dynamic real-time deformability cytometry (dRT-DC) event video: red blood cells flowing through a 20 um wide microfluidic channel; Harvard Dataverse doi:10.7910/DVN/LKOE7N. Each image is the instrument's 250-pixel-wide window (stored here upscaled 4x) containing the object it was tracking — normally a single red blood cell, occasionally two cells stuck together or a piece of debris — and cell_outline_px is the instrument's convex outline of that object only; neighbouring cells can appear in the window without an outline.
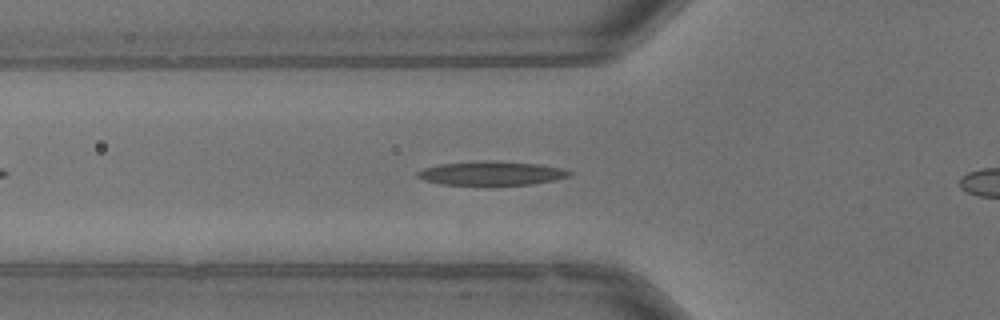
{"species": "common noctule bat (a hibernating species)", "species_latin": "Nyctalus noctula", "temperature_condition": "warm", "stored_images_in_passage": 16, "camera_frame_rate_fps": 3000, "um_per_image_px": 0.085, "animal": {"sex": "male", "body_mass_g": 13.3}, "frame": {"image": 1, "passage_image": 14, "time_ms": 4.333, "image_size_px": [1000, 320], "cell_outline_px": [[572, 172], [568, 176], [552, 180], [532, 184], [492, 188], [488, 188], [440, 184], [424, 180], [416, 176], [416, 172], [424, 168], [440, 164], [484, 160], [488, 160], [536, 164], [560, 168]], "centroid_in_image_um": [41.69, 14.78], "position_along_channel_um": 84.1, "area_um2": 22.08}}